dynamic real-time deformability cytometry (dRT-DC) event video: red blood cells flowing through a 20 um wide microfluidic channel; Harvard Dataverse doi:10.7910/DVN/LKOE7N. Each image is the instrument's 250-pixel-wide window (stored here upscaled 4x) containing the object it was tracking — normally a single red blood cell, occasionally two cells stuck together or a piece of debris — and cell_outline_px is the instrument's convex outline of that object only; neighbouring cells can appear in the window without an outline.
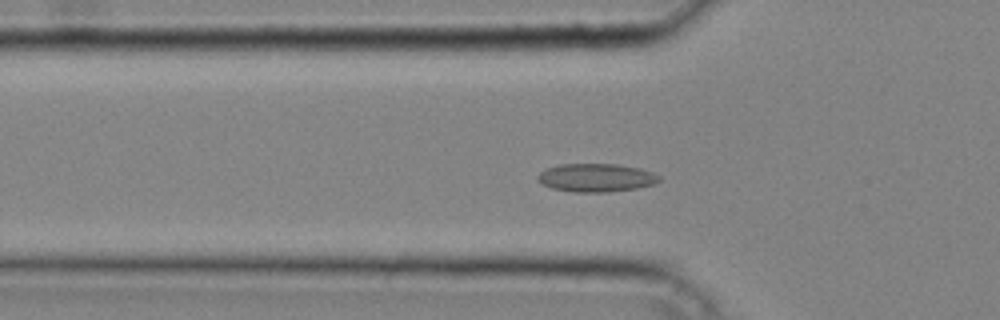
{"species": "common noctule bat (a hibernating species)", "species_latin": "Nyctalus noctula", "temperature_condition": "cold", "stored_images_in_passage": 39, "camera_frame_rate_fps": 3000, "um_per_image_px": 0.085, "animal": {"sex": "male", "body_mass_g": 20.4}, "frame": {"image": 1, "passage_image": 12, "time_ms": 3.667, "image_size_px": [1000, 320], "cell_outline_px": [[660, 180], [652, 184], [636, 188], [604, 192], [572, 192], [552, 188], [536, 180], [536, 176], [540, 172], [548, 168], [560, 164], [616, 164], [640, 168], [652, 172], [660, 176]], "centroid_in_image_um": [50.65, 15.1], "position_along_channel_um": 75.2, "area_um2": 19.88}}
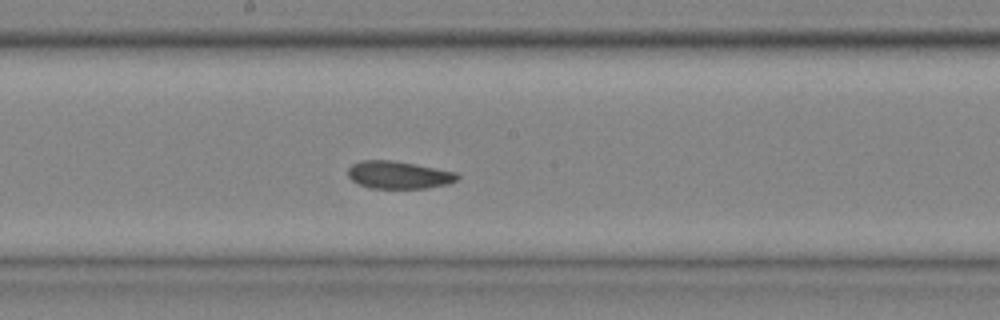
{"frame": {"image": 2, "passage_image": 21, "time_ms": 6.667, "image_size_px": [1000, 320], "cell_outline_px": [[460, 176], [456, 180], [448, 184], [424, 188], [368, 188], [352, 180], [348, 176], [348, 168], [352, 164], [360, 160], [392, 160], [456, 172]], "centroid_in_image_um": [33.86, 14.86], "position_along_channel_um": 214.3, "area_um2": 17.46}}
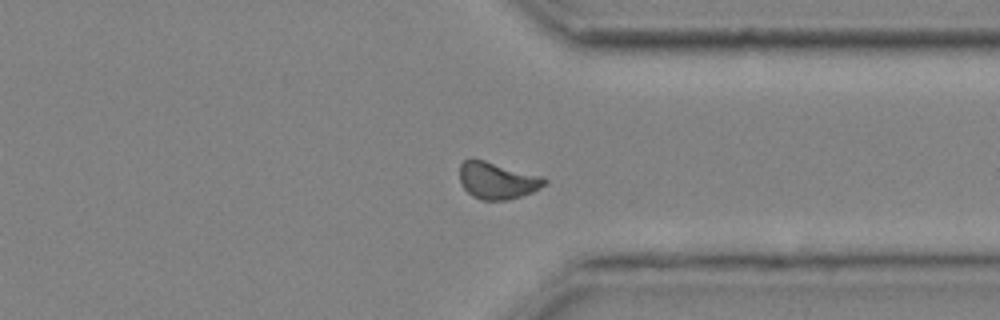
{"frame": {"image": 3, "passage_image": 31, "time_ms": 10.0, "image_size_px": [1000, 320], "cell_outline_px": [[548, 184], [532, 192], [508, 200], [480, 200], [472, 196], [464, 188], [460, 180], [460, 164], [464, 160], [472, 156], [544, 176], [548, 180]], "centroid_in_image_um": [42.28, 15.31], "position_along_channel_um": 369.1, "area_um2": 18.73}}